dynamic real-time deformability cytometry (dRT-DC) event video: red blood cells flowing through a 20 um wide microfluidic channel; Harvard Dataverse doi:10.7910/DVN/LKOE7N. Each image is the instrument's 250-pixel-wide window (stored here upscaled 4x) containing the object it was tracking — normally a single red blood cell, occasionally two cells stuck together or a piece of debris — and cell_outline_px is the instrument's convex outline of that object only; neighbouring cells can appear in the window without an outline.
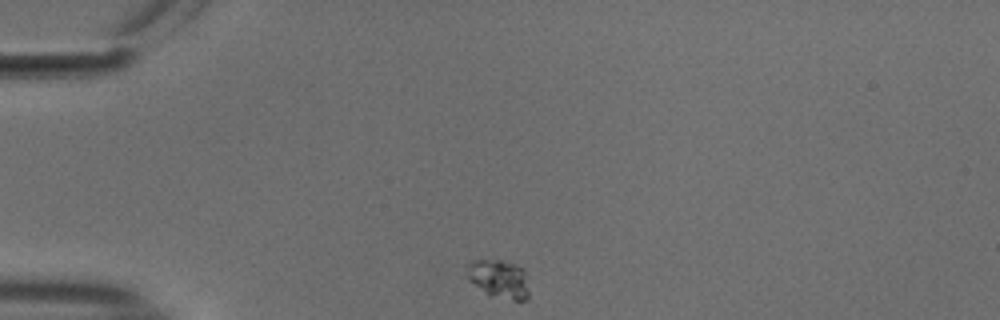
{"species": "common noctule bat (a hibernating species)", "species_latin": "Nyctalus noctula", "temperature_condition": "cold", "stored_images_in_passage": 43, "camera_frame_rate_fps": 3000, "um_per_image_px": 0.085, "animal": {"sex": "male", "body_mass_g": 18.8}, "frame": {"image": 1, "passage_image": 1, "time_ms": 0.0, "image_size_px": [1000, 320], "cell_outline_px": [[528, 296], [524, 300], [512, 300], [488, 292], [468, 280], [464, 276], [468, 264], [472, 260], [500, 260], [516, 264], [524, 268], [528, 292]], "centroid_in_image_um": [42.39, 23.65], "position_along_channel_um": 42.6, "area_um2": 13.58}}
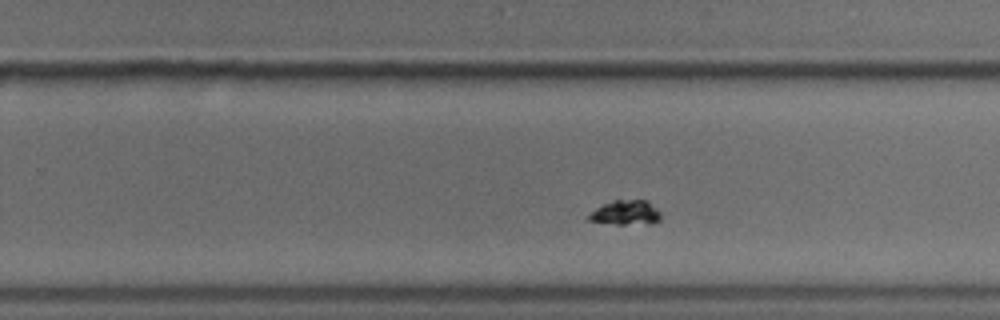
{"frame": {"image": 2, "passage_image": 23, "time_ms": 7.333, "image_size_px": [1000, 320], "cell_outline_px": [[660, 220], [652, 224], [616, 224], [588, 220], [584, 216], [596, 208], [604, 204], [616, 200], [644, 200], [656, 208], [660, 212]], "centroid_in_image_um": [53.16, 18.1], "position_along_channel_um": 276.6, "area_um2": 10.29}}
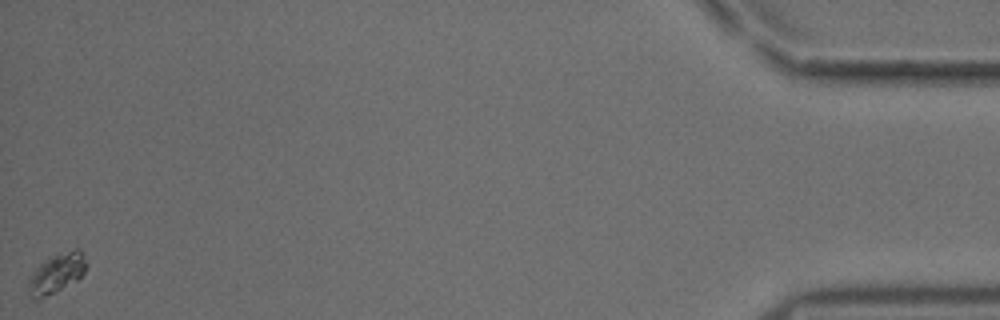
{"frame": {"image": 3, "passage_image": 43, "time_ms": 14.0, "image_size_px": [1000, 320], "cell_outline_px": [[88, 264], [84, 272], [76, 280], [56, 292], [36, 300], [32, 300], [28, 292], [28, 284], [32, 272], [44, 260], [52, 256], [76, 248], [80, 248], [84, 252]], "centroid_in_image_um": [4.83, 23.22], "position_along_channel_um": 430.4, "area_um2": 13.47}}